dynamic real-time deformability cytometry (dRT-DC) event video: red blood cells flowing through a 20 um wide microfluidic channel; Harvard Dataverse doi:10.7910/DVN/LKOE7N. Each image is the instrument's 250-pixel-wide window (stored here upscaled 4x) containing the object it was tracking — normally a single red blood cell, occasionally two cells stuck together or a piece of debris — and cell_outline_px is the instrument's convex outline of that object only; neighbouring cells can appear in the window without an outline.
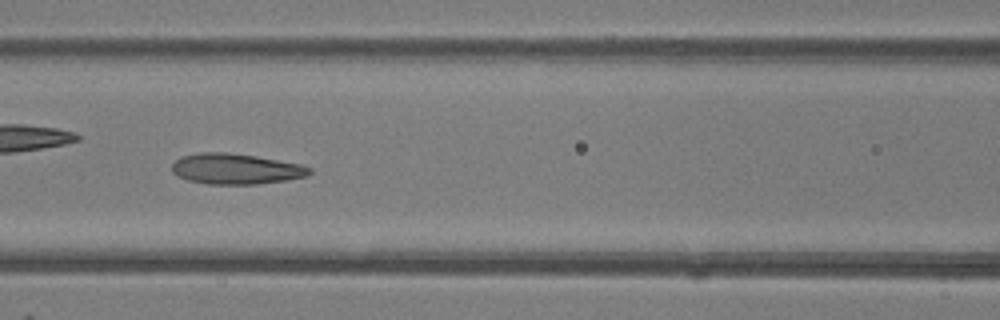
{"species": "common noctule bat (a hibernating species)", "species_latin": "Nyctalus noctula", "temperature_condition": "room temperature", "stored_images_in_passage": 48, "camera_frame_rate_fps": 3000, "um_per_image_px": 0.085, "animal": {"sex": "female"}, "frame": {"image": 1, "passage_image": 20, "time_ms": 6.333, "image_size_px": [1000, 320], "cell_outline_px": [[312, 172], [308, 176], [284, 180], [256, 184], [208, 184], [188, 180], [172, 172], [172, 164], [180, 156], [200, 152], [228, 152], [256, 156], [300, 164], [312, 168]], "centroid_in_image_um": [20.04, 14.34], "position_along_channel_um": 146.6, "area_um2": 24.51}}
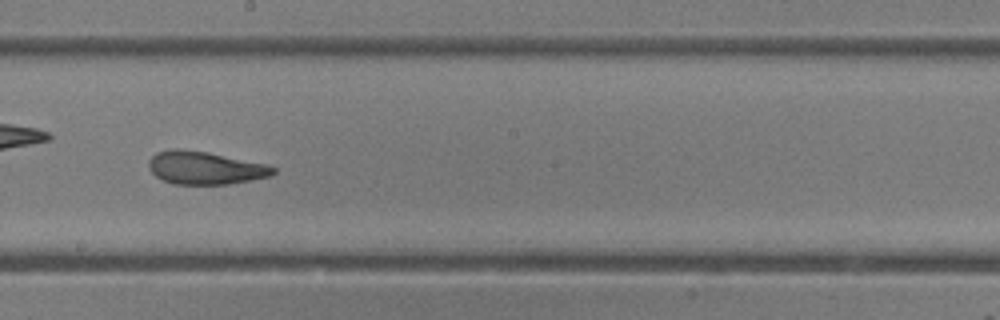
{"frame": {"image": 2, "passage_image": 26, "time_ms": 8.333, "image_size_px": [1000, 320], "cell_outline_px": [[276, 172], [272, 176], [228, 184], [172, 184], [156, 176], [148, 168], [148, 160], [156, 152], [172, 148], [176, 148], [208, 152], [264, 164], [276, 168]], "centroid_in_image_um": [17.4, 14.27], "position_along_channel_um": 230.8, "area_um2": 23.81}}
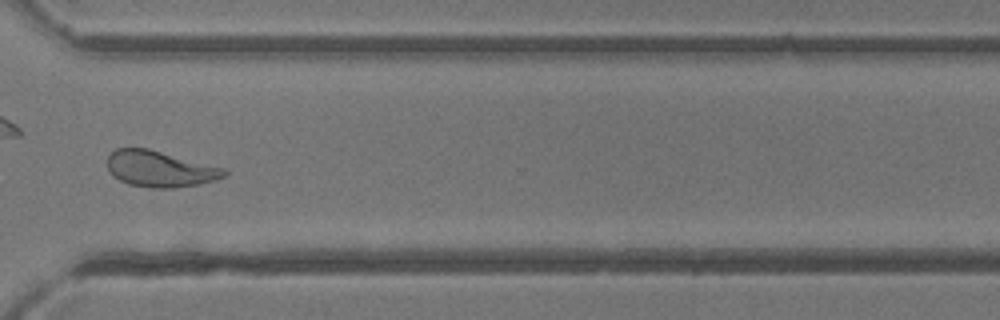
{"frame": {"image": 3, "passage_image": 35, "time_ms": 11.333, "image_size_px": [1000, 320], "cell_outline_px": [[228, 172], [224, 176], [216, 180], [196, 184], [172, 188], [148, 188], [128, 184], [112, 176], [108, 168], [108, 156], [116, 148], [148, 148], [224, 168]], "centroid_in_image_um": [13.57, 14.36], "position_along_channel_um": 357.0, "area_um2": 24.45}, "authors_computed_cell_mechanics": {"area_um2": 25.8655, "velocity_mm_per_s": 4.2171, "shape_relaxation_time_tau1_ms": 6.2822, "shape_relaxation_time_tau2_ms": 1.8509, "deformation_change_tau1": 0.1908, "deformation_change_tau2": 0.0961}}